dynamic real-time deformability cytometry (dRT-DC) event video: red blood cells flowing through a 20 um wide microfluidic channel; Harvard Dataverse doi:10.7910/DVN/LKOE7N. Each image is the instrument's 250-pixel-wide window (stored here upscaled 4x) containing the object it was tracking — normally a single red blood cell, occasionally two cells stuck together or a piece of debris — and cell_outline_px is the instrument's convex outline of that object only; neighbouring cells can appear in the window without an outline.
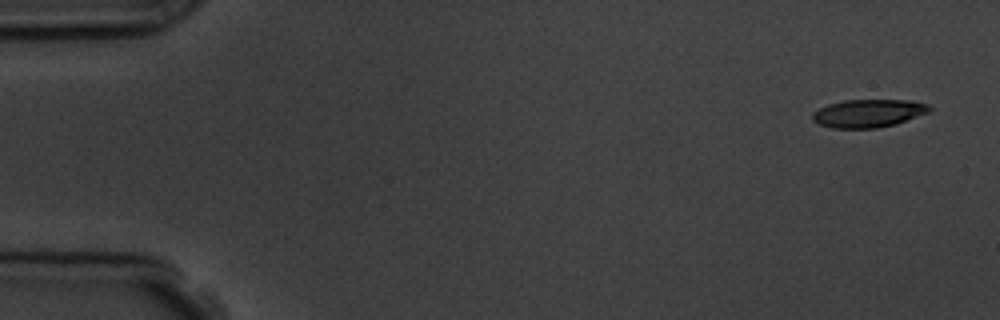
{"species": "common noctule bat (a hibernating species)", "species_latin": "Nyctalus noctula", "temperature_condition": "room temperature", "stored_images_in_passage": 7, "camera_frame_rate_fps": 3000, "um_per_image_px": 0.085, "animal": {"sex": "male", "body_mass_g": 19.5, "forearm_length_mm": 54.6}, "frame": {"image": 1, "passage_image": 1, "time_ms": 0.0, "image_size_px": [1000, 320], "cell_outline_px": [[932, 108], [928, 112], [896, 124], [876, 128], [832, 128], [820, 124], [812, 120], [812, 112], [828, 104], [844, 100], [912, 100], [928, 104]], "centroid_in_image_um": [73.8, 9.62], "position_along_channel_um": 11.2, "area_um2": 19.07}}